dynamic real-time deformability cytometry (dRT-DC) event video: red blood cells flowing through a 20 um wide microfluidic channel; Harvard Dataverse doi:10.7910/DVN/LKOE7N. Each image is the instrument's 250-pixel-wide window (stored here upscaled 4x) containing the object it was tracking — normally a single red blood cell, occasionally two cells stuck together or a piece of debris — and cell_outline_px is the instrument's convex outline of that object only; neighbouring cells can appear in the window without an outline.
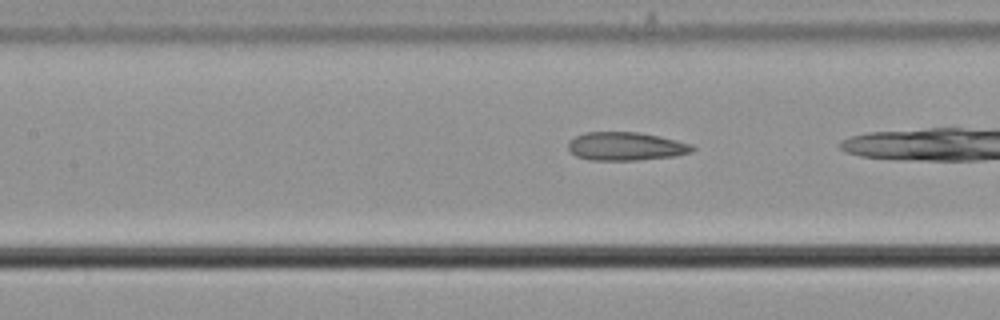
{"species": "common noctule bat (a hibernating species)", "species_latin": "Nyctalus noctula", "temperature_condition": "cold", "stored_images_in_passage": 30, "camera_frame_rate_fps": 3000, "um_per_image_px": 0.085, "animal": {"sex": "male", "body_mass_g": 21.5, "forearm_length_mm": 52.0}, "frame": {"image": 1, "passage_image": 22, "time_ms": 7.0, "image_size_px": [1000, 320], "cell_outline_px": [[696, 148], [692, 152], [676, 156], [636, 160], [588, 160], [576, 156], [568, 148], [568, 140], [584, 132], [640, 132], [660, 136], [692, 144]], "centroid_in_image_um": [53.2, 12.43], "position_along_channel_um": 154.2, "area_um2": 20.69}}